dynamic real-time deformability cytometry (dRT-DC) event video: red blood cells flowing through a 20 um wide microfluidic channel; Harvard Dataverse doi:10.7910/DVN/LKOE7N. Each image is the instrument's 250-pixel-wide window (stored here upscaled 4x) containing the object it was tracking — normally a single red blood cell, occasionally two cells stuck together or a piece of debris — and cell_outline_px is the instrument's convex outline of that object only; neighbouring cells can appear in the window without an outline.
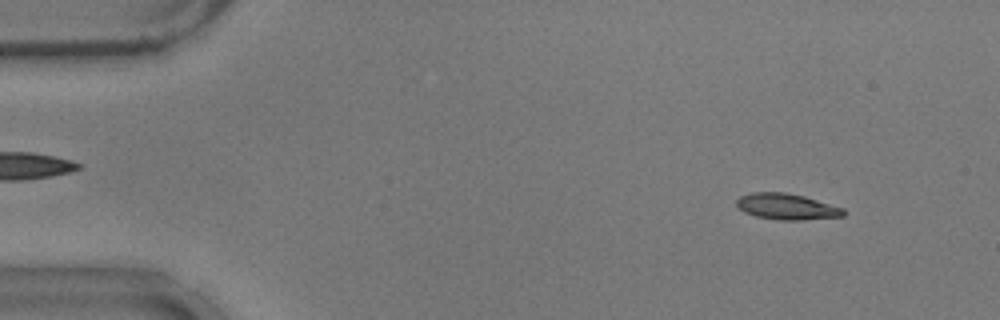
{"species": "common noctule bat (a hibernating species)", "species_latin": "Nyctalus noctula", "temperature_condition": "warm", "stored_images_in_passage": 8, "camera_frame_rate_fps": 3000, "um_per_image_px": 0.085, "animal": {"sex": "male", "body_mass_g": 17.9}, "frame": {"image": 1, "passage_image": 5, "time_ms": 1.333, "image_size_px": [1000, 320], "cell_outline_px": [[844, 216], [800, 220], [780, 220], [756, 216], [744, 212], [736, 204], [736, 200], [740, 196], [752, 192], [784, 192], [804, 196], [844, 208]], "centroid_in_image_um": [66.86, 17.55], "position_along_channel_um": 18.1, "area_um2": 16.13}}